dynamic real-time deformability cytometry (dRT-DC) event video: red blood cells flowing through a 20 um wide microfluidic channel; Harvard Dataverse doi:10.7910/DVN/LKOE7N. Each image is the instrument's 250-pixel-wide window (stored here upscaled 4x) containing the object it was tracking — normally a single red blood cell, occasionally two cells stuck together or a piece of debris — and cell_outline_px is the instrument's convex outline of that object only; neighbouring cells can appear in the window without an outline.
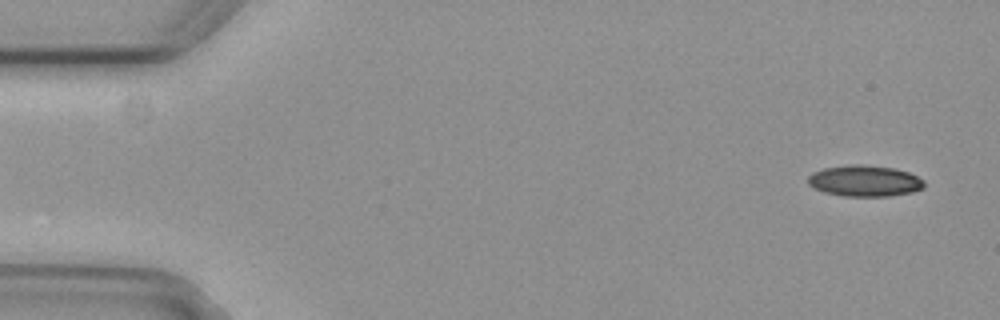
{"species": "common noctule bat (a hibernating species)", "species_latin": "Nyctalus noctula", "temperature_condition": "cold", "stored_images_in_passage": 6, "segment_of_instrument_passage": [2, 2], "camera_frame_rate_fps": 3000, "um_per_image_px": 0.085, "animal": {"sex": "female", "body_mass_g": 29.2, "forearm_length_mm": 56.3}, "frame": {"image": 1, "passage_image": 6, "time_ms": 1.667, "image_size_px": [1000, 320], "cell_outline_px": [[924, 188], [912, 192], [888, 196], [844, 196], [824, 192], [808, 184], [808, 176], [812, 172], [824, 168], [848, 164], [860, 164], [896, 168], [908, 172], [924, 180]], "centroid_in_image_um": [73.5, 15.36], "position_along_channel_um": 11.5, "area_um2": 21.15}}